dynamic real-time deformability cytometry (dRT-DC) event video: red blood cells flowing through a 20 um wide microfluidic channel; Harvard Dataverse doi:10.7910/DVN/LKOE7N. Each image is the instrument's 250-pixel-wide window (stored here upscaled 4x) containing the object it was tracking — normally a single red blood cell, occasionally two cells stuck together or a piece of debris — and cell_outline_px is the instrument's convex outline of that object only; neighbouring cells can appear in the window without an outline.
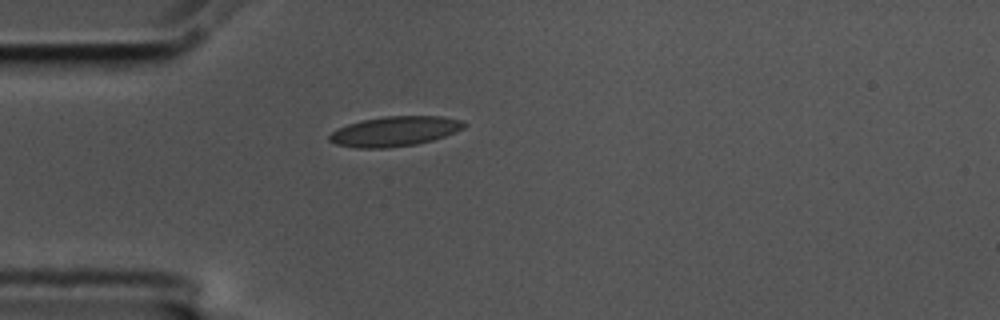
{"species": "common noctule bat (a hibernating species)", "species_latin": "Nyctalus noctula", "temperature_condition": "cold", "stored_images_in_passage": 1, "camera_frame_rate_fps": 3000, "um_per_image_px": 0.085, "animal": {"sex": "male", "body_mass_g": 17.5, "forearm_length_mm": 52.3}, "frame": {"image": 1, "passage_image": 1, "time_ms": 0.0, "image_size_px": [1000, 320], "cell_outline_px": [[468, 124], [464, 128], [444, 136], [432, 140], [416, 144], [388, 148], [356, 148], [336, 144], [328, 140], [328, 136], [332, 132], [348, 124], [360, 120], [384, 116], [444, 116], [464, 120]], "centroid_in_image_um": [33.57, 11.15], "position_along_channel_um": 51.4, "area_um2": 23.58}}